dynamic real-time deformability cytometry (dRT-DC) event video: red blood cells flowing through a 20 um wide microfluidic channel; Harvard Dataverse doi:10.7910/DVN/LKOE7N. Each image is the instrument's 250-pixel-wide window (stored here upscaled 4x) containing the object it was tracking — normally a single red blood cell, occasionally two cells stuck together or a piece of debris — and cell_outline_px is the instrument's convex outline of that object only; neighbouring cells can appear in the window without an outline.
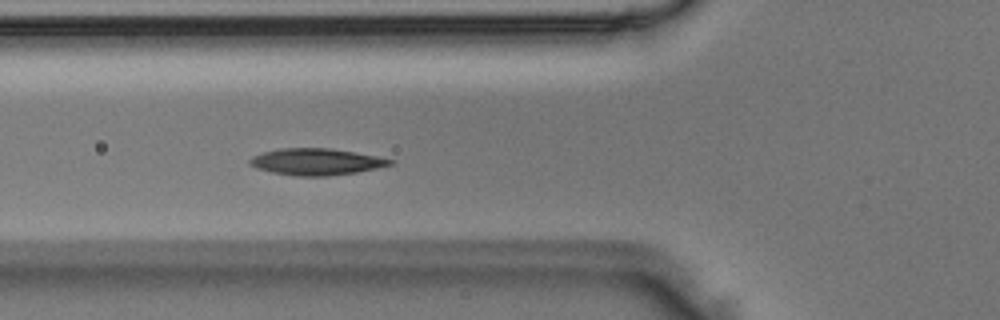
{"species": "Egyptian fruit bat (a non-hibernating species)", "species_latin": "Rousettus aegyptiacus", "temperature_condition": "room temperature", "stored_images_in_passage": 50, "camera_frame_rate_fps": 3000, "um_per_image_px": 0.085, "animal": {"sex": "male"}, "frame": {"image": 1, "passage_image": 18, "time_ms": 5.667, "image_size_px": [1000, 320], "cell_outline_px": [[396, 164], [356, 172], [328, 176], [292, 176], [272, 172], [256, 168], [248, 164], [248, 160], [252, 156], [264, 152], [280, 148], [328, 148], [376, 156], [396, 160]], "centroid_in_image_um": [26.87, 13.75], "position_along_channel_um": 98.9, "area_um2": 21.79}}
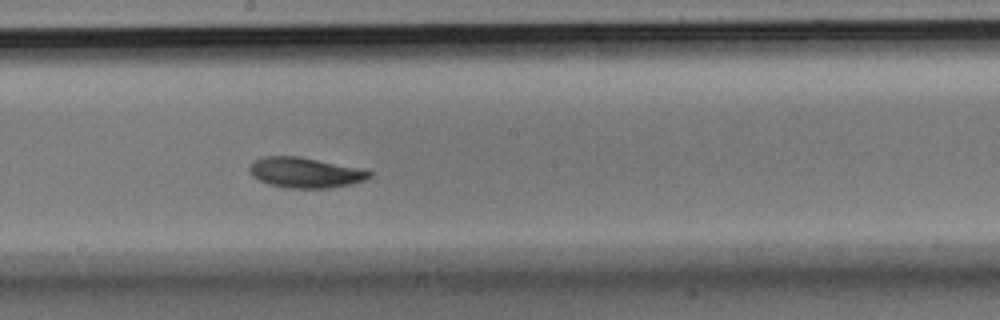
{"frame": {"image": 2, "passage_image": 27, "time_ms": 8.667, "image_size_px": [1000, 320], "cell_outline_px": [[372, 176], [364, 180], [348, 184], [328, 188], [284, 188], [268, 184], [252, 176], [248, 168], [252, 160], [264, 156], [300, 156], [356, 168], [372, 172]], "centroid_in_image_um": [25.85, 14.67], "position_along_channel_um": 222.3, "area_um2": 21.04}}
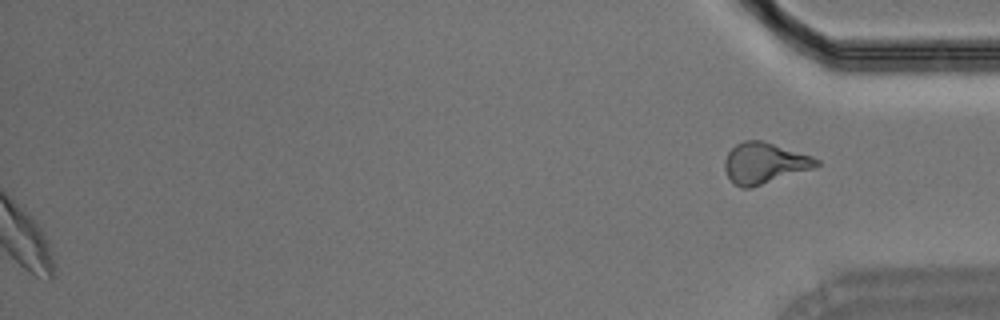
{"frame": {"image": 3, "passage_image": 50, "time_ms": 16.333, "image_size_px": [1000, 320], "cell_outline_px": [[820, 164], [816, 168], [752, 188], [740, 188], [728, 176], [724, 168], [724, 160], [728, 152], [736, 144], [744, 140], [760, 140], [812, 156], [820, 160]], "centroid_in_image_um": [64.99, 13.88], "position_along_channel_um": 370.2, "area_um2": 21.96}}